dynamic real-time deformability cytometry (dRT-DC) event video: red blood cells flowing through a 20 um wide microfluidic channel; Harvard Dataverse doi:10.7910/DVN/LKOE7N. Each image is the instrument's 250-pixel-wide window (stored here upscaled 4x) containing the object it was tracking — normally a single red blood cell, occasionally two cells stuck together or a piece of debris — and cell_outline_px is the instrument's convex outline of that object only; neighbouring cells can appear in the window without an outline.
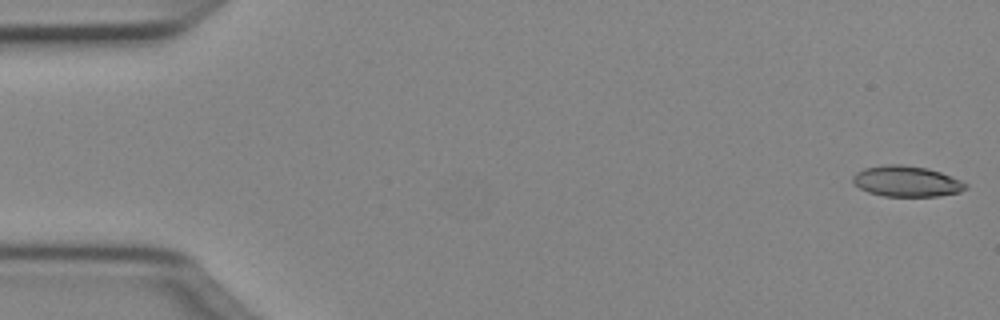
{"species": "Egyptian fruit bat (a non-hibernating species)", "species_latin": "Rousettus aegyptiacus", "temperature_condition": "cold", "stored_images_in_passage": 50, "camera_frame_rate_fps": 3000, "um_per_image_px": 0.085, "animal": {"sex": "female"}, "frame": {"image": 1, "passage_image": 1, "time_ms": 0.0, "image_size_px": [1000, 320], "cell_outline_px": [[968, 188], [960, 192], [936, 196], [884, 196], [868, 192], [860, 188], [852, 180], [852, 176], [856, 172], [864, 168], [888, 164], [900, 164], [928, 168], [940, 172], [960, 180], [968, 184]], "centroid_in_image_um": [77.06, 15.41], "position_along_channel_um": 7.9, "area_um2": 20.17}}
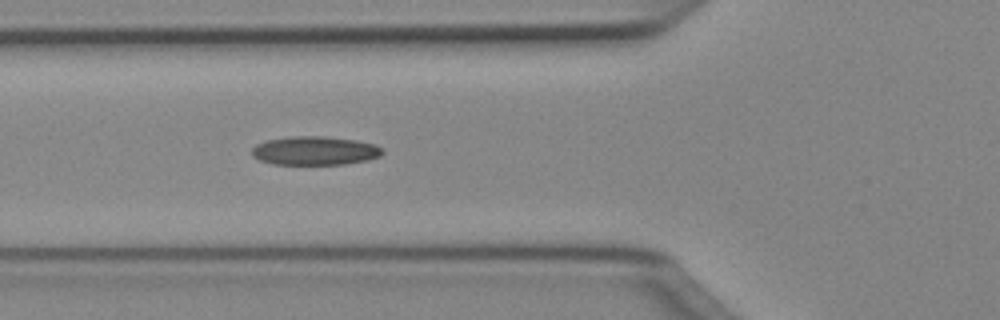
{"frame": {"image": 2, "passage_image": 18, "time_ms": 5.667, "image_size_px": [1000, 320], "cell_outline_px": [[384, 152], [380, 156], [368, 160], [344, 164], [272, 164], [260, 160], [252, 156], [252, 148], [256, 144], [268, 140], [292, 136], [324, 136], [356, 140], [376, 144], [384, 148]], "centroid_in_image_um": [26.8, 12.81], "position_along_channel_um": 99.0, "area_um2": 21.96}}
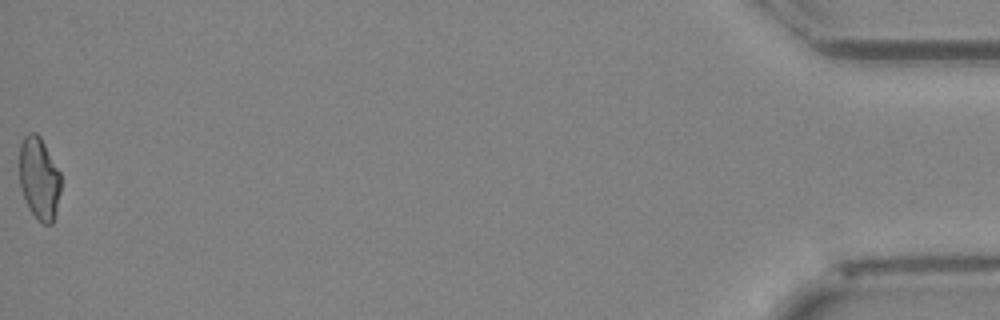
{"frame": {"image": 3, "passage_image": 50, "time_ms": 16.333, "image_size_px": [1000, 320], "cell_outline_px": [[60, 192], [52, 224], [40, 224], [28, 208], [24, 200], [20, 188], [20, 144], [24, 136], [28, 132], [36, 132], [40, 136], [60, 172]], "centroid_in_image_um": [3.31, 15.17], "position_along_channel_um": 431.9, "area_um2": 20.0}, "authors_computed_cell_mechanics": {"area_um2": 20.6924, "velocity_mm_per_s": 4.0606, "shape_relaxation_time_tau1_ms": null, "shape_relaxation_time_tau2_ms": 5.179, "deformation_change_tau1": null, "deformation_change_tau2": 0.1334}}